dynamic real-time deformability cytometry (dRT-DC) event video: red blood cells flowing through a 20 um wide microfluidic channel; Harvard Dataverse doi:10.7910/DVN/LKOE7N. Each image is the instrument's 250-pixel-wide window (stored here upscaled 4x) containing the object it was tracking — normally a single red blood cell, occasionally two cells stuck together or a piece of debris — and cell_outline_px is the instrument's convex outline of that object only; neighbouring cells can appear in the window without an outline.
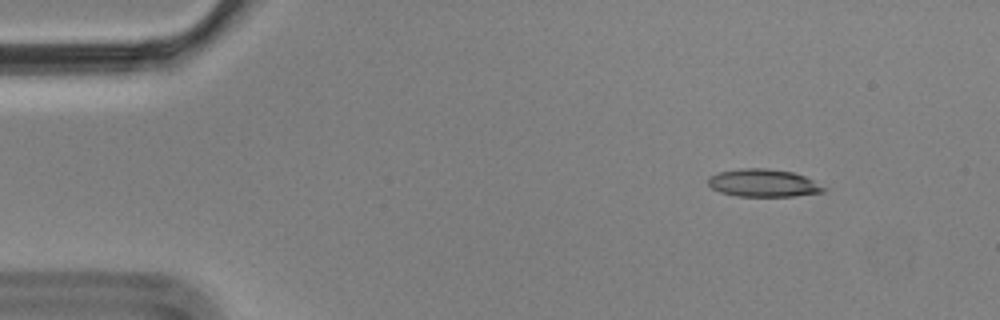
{"species": "Egyptian fruit bat (a non-hibernating species)", "species_latin": "Rousettus aegyptiacus", "temperature_condition": "cold", "stored_images_in_passage": 4, "camera_frame_rate_fps": 3000, "um_per_image_px": 0.085, "animal": {"sex": "male"}, "frame": {"image": 1, "passage_image": 1, "time_ms": 0.0, "image_size_px": [1000, 320], "cell_outline_px": [[828, 188], [824, 192], [796, 196], [736, 196], [720, 192], [712, 188], [708, 184], [708, 176], [720, 172], [740, 168], [768, 168], [792, 172], [804, 176]], "centroid_in_image_um": [64.89, 15.56], "position_along_channel_um": 20.1, "area_um2": 18.73}}
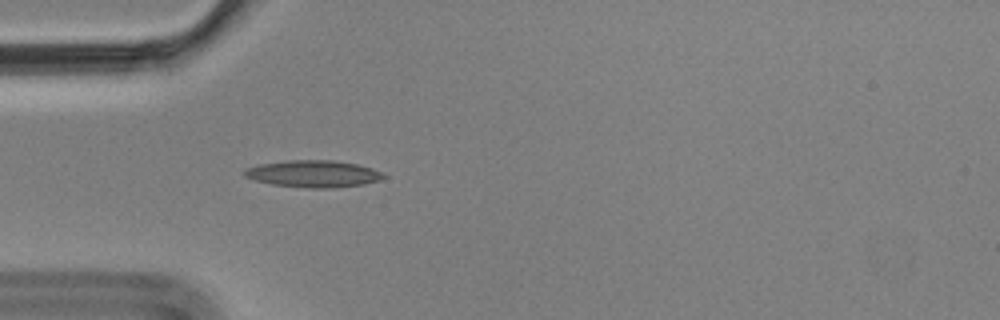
{"frame": {"image": 2, "passage_image": 4, "time_ms": 1.0, "image_size_px": [1000, 320], "cell_outline_px": [[388, 176], [380, 180], [364, 184], [332, 188], [308, 188], [272, 184], [256, 180], [244, 176], [244, 168], [260, 164], [288, 160], [332, 160], [356, 164], [372, 168], [384, 172]], "centroid_in_image_um": [26.67, 14.77], "position_along_channel_um": 58.3, "area_um2": 21.91}}